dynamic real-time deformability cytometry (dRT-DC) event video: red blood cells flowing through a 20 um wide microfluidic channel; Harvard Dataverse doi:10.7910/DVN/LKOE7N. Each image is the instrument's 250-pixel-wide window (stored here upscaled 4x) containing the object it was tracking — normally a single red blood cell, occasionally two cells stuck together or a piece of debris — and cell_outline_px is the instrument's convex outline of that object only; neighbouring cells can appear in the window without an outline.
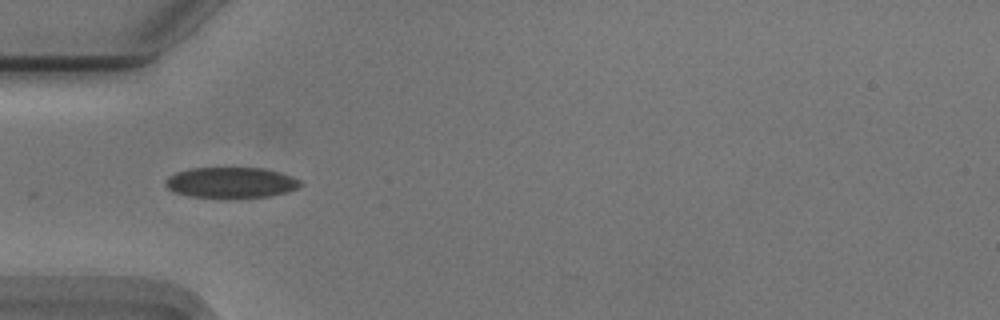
{"species": "Egyptian fruit bat (a non-hibernating species)", "species_latin": "Rousettus aegyptiacus", "temperature_condition": "cold", "stored_images_in_passage": 8, "camera_frame_rate_fps": 3000, "um_per_image_px": 0.085, "animal": {"sex": "male"}, "frame": {"image": 1, "passage_image": 1, "time_ms": 0.0, "image_size_px": [1000, 320], "cell_outline_px": [[300, 184], [296, 188], [288, 192], [272, 196], [228, 200], [220, 200], [188, 196], [176, 192], [168, 188], [164, 184], [164, 180], [168, 176], [176, 172], [192, 168], [264, 168], [280, 172], [292, 176], [300, 180]], "centroid_in_image_um": [19.61, 15.56], "position_along_channel_um": 65.4, "area_um2": 24.97}}
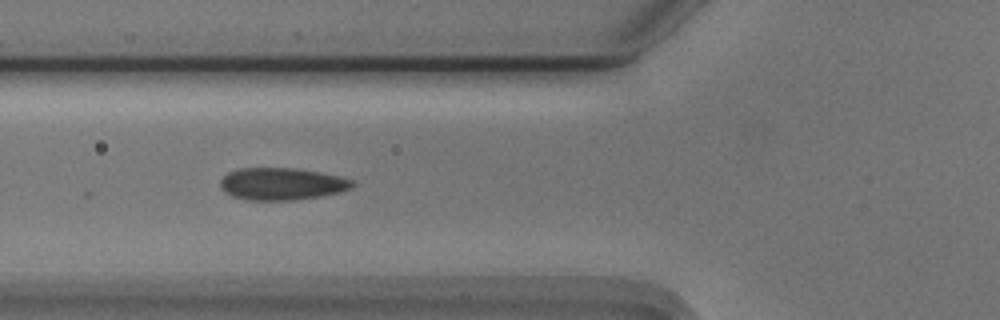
{"frame": {"image": 2, "passage_image": 4, "time_ms": 1.0, "image_size_px": [1000, 320], "cell_outline_px": [[356, 184], [352, 188], [340, 192], [320, 196], [296, 200], [248, 200], [232, 196], [224, 192], [220, 188], [220, 180], [228, 172], [240, 168], [296, 168], [320, 172], [340, 176], [352, 180]], "centroid_in_image_um": [23.95, 15.63], "position_along_channel_um": 101.8, "area_um2": 24.97}}
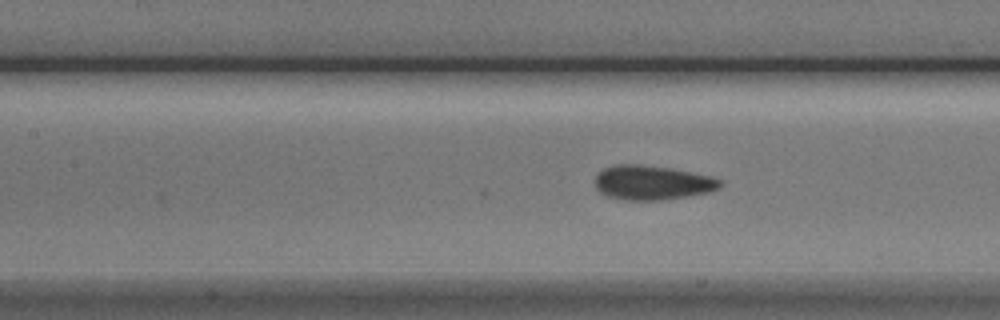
{"frame": {"image": 3, "passage_image": 8, "time_ms": 2.333, "image_size_px": [1000, 320], "cell_outline_px": [[724, 184], [720, 188], [708, 192], [660, 200], [624, 200], [608, 196], [600, 192], [596, 188], [596, 176], [604, 168], [616, 164], [640, 164], [672, 168], [712, 176], [724, 180]], "centroid_in_image_um": [55.48, 15.51], "position_along_channel_um": 151.9, "area_um2": 25.14}}